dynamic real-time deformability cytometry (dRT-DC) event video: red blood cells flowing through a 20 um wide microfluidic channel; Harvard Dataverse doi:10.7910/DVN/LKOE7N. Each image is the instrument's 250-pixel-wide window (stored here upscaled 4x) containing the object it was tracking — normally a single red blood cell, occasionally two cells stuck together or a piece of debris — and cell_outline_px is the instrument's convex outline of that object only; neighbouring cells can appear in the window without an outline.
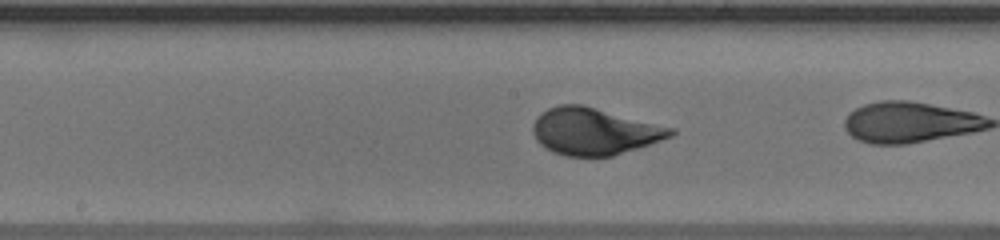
{"species": "human", "species_latin": "Homo sapiens", "temperature_condition": "warm", "stored_images_in_passage": 18, "camera_frame_rate_fps": 3000, "um_per_image_px": 0.085, "donor": {"sex": "male"}, "frame": {"image": 1, "passage_image": 13, "time_ms": 4.0, "image_size_px": [1000, 240], "cell_outline_px": [[676, 132], [672, 136], [612, 156], [564, 156], [552, 152], [544, 148], [536, 140], [532, 132], [532, 124], [536, 116], [548, 108], [560, 104], [584, 104], [676, 128]], "centroid_in_image_um": [50.48, 11.15], "position_along_channel_um": 197.7, "area_um2": 38.03}}